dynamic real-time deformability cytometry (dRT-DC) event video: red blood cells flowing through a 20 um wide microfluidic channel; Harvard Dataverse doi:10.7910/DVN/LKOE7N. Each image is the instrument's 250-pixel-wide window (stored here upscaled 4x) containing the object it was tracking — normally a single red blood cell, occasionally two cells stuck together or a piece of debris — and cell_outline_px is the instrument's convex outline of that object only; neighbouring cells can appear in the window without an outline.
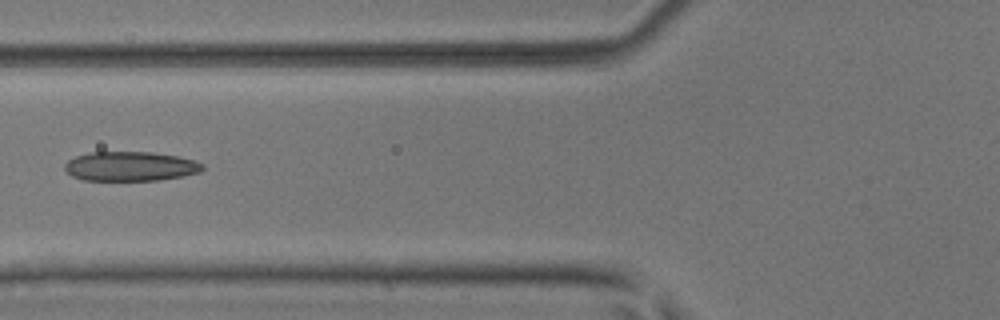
{"species": "common noctule bat (a hibernating species)", "species_latin": "Nyctalus noctula", "temperature_condition": "room temperature", "stored_images_in_passage": 5, "camera_frame_rate_fps": 3000, "um_per_image_px": 0.085, "animal": {"sex": "male", "body_mass_g": 17.9, "forearm_length_mm": 54.2}, "frame": {"image": 1, "passage_image": 5, "time_ms": 1.333, "image_size_px": [1000, 320], "cell_outline_px": [[204, 168], [200, 172], [160, 180], [84, 180], [72, 176], [64, 168], [64, 164], [68, 160], [76, 156], [92, 152], [152, 152], [176, 156], [196, 160], [204, 164]], "centroid_in_image_um": [11.09, 14.13], "position_along_channel_um": 114.7, "area_um2": 23.58}}